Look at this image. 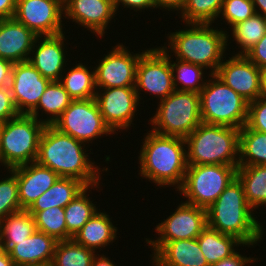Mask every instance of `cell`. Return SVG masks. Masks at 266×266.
Returning <instances> with one entry per match:
<instances>
[{
    "label": "cell",
    "mask_w": 266,
    "mask_h": 266,
    "mask_svg": "<svg viewBox=\"0 0 266 266\" xmlns=\"http://www.w3.org/2000/svg\"><path fill=\"white\" fill-rule=\"evenodd\" d=\"M86 144L72 136L60 132L53 125H46L38 148L36 162L48 167L60 177L76 178L86 186L100 184L101 172L108 167L100 168L95 161L89 160L92 152L86 150ZM90 151V153H86Z\"/></svg>",
    "instance_id": "6da1fadb"
},
{
    "label": "cell",
    "mask_w": 266,
    "mask_h": 266,
    "mask_svg": "<svg viewBox=\"0 0 266 266\" xmlns=\"http://www.w3.org/2000/svg\"><path fill=\"white\" fill-rule=\"evenodd\" d=\"M138 164L141 178L159 187L179 189L187 171L185 138L163 136L148 131L144 134Z\"/></svg>",
    "instance_id": "7a4b0ae2"
},
{
    "label": "cell",
    "mask_w": 266,
    "mask_h": 266,
    "mask_svg": "<svg viewBox=\"0 0 266 266\" xmlns=\"http://www.w3.org/2000/svg\"><path fill=\"white\" fill-rule=\"evenodd\" d=\"M248 205L242 183L236 177L217 200L207 208V225L218 232L235 236L244 244L258 245L264 226Z\"/></svg>",
    "instance_id": "3957f363"
},
{
    "label": "cell",
    "mask_w": 266,
    "mask_h": 266,
    "mask_svg": "<svg viewBox=\"0 0 266 266\" xmlns=\"http://www.w3.org/2000/svg\"><path fill=\"white\" fill-rule=\"evenodd\" d=\"M185 24L187 28L169 32L166 36L169 45L164 43L161 47L168 53H174L176 59L202 66L210 70L209 74H215L227 55L228 31L214 28L213 24Z\"/></svg>",
    "instance_id": "277c9868"
},
{
    "label": "cell",
    "mask_w": 266,
    "mask_h": 266,
    "mask_svg": "<svg viewBox=\"0 0 266 266\" xmlns=\"http://www.w3.org/2000/svg\"><path fill=\"white\" fill-rule=\"evenodd\" d=\"M240 129L201 123L186 138L187 165L238 167Z\"/></svg>",
    "instance_id": "5b68a950"
},
{
    "label": "cell",
    "mask_w": 266,
    "mask_h": 266,
    "mask_svg": "<svg viewBox=\"0 0 266 266\" xmlns=\"http://www.w3.org/2000/svg\"><path fill=\"white\" fill-rule=\"evenodd\" d=\"M46 124L34 116L19 114L2 125L0 165L5 169L35 162Z\"/></svg>",
    "instance_id": "8992f818"
},
{
    "label": "cell",
    "mask_w": 266,
    "mask_h": 266,
    "mask_svg": "<svg viewBox=\"0 0 266 266\" xmlns=\"http://www.w3.org/2000/svg\"><path fill=\"white\" fill-rule=\"evenodd\" d=\"M159 101L148 121L154 133L186 138L202 123L198 93L175 90Z\"/></svg>",
    "instance_id": "52a82bcc"
},
{
    "label": "cell",
    "mask_w": 266,
    "mask_h": 266,
    "mask_svg": "<svg viewBox=\"0 0 266 266\" xmlns=\"http://www.w3.org/2000/svg\"><path fill=\"white\" fill-rule=\"evenodd\" d=\"M207 75L208 80L199 93L202 122L241 129L246 125L249 102L215 74Z\"/></svg>",
    "instance_id": "ba28073f"
},
{
    "label": "cell",
    "mask_w": 266,
    "mask_h": 266,
    "mask_svg": "<svg viewBox=\"0 0 266 266\" xmlns=\"http://www.w3.org/2000/svg\"><path fill=\"white\" fill-rule=\"evenodd\" d=\"M235 166L208 164L188 165L182 186L175 191L186 203L207 209L236 178Z\"/></svg>",
    "instance_id": "9c48e42d"
},
{
    "label": "cell",
    "mask_w": 266,
    "mask_h": 266,
    "mask_svg": "<svg viewBox=\"0 0 266 266\" xmlns=\"http://www.w3.org/2000/svg\"><path fill=\"white\" fill-rule=\"evenodd\" d=\"M53 126L60 132L85 143L87 147L103 135L107 137L115 134L105 123L95 98L73 100Z\"/></svg>",
    "instance_id": "30bf717a"
},
{
    "label": "cell",
    "mask_w": 266,
    "mask_h": 266,
    "mask_svg": "<svg viewBox=\"0 0 266 266\" xmlns=\"http://www.w3.org/2000/svg\"><path fill=\"white\" fill-rule=\"evenodd\" d=\"M135 90L139 102L143 99L141 92H149L158 97V100H163L175 91L170 56L162 47L148 48L140 56L136 68Z\"/></svg>",
    "instance_id": "8fae6325"
},
{
    "label": "cell",
    "mask_w": 266,
    "mask_h": 266,
    "mask_svg": "<svg viewBox=\"0 0 266 266\" xmlns=\"http://www.w3.org/2000/svg\"><path fill=\"white\" fill-rule=\"evenodd\" d=\"M164 221L158 223L156 240L146 238L154 254L165 242L197 238L207 226V209L182 202Z\"/></svg>",
    "instance_id": "7c38bea8"
},
{
    "label": "cell",
    "mask_w": 266,
    "mask_h": 266,
    "mask_svg": "<svg viewBox=\"0 0 266 266\" xmlns=\"http://www.w3.org/2000/svg\"><path fill=\"white\" fill-rule=\"evenodd\" d=\"M112 47L94 67L96 88L135 87L136 68L145 49L133 53L122 42Z\"/></svg>",
    "instance_id": "4fadbf2b"
},
{
    "label": "cell",
    "mask_w": 266,
    "mask_h": 266,
    "mask_svg": "<svg viewBox=\"0 0 266 266\" xmlns=\"http://www.w3.org/2000/svg\"><path fill=\"white\" fill-rule=\"evenodd\" d=\"M64 0H17L14 18L36 36L64 31Z\"/></svg>",
    "instance_id": "5bb4252c"
},
{
    "label": "cell",
    "mask_w": 266,
    "mask_h": 266,
    "mask_svg": "<svg viewBox=\"0 0 266 266\" xmlns=\"http://www.w3.org/2000/svg\"><path fill=\"white\" fill-rule=\"evenodd\" d=\"M95 100L100 113L109 126L116 131H127L134 125V118L140 102L135 87L96 88Z\"/></svg>",
    "instance_id": "9a60e30c"
},
{
    "label": "cell",
    "mask_w": 266,
    "mask_h": 266,
    "mask_svg": "<svg viewBox=\"0 0 266 266\" xmlns=\"http://www.w3.org/2000/svg\"><path fill=\"white\" fill-rule=\"evenodd\" d=\"M50 82L29 60L13 64L9 87L19 114L29 115L37 107Z\"/></svg>",
    "instance_id": "2e32d148"
},
{
    "label": "cell",
    "mask_w": 266,
    "mask_h": 266,
    "mask_svg": "<svg viewBox=\"0 0 266 266\" xmlns=\"http://www.w3.org/2000/svg\"><path fill=\"white\" fill-rule=\"evenodd\" d=\"M231 56L223 59L215 75L248 102L256 100L260 97V68L245 55Z\"/></svg>",
    "instance_id": "e0dca14e"
},
{
    "label": "cell",
    "mask_w": 266,
    "mask_h": 266,
    "mask_svg": "<svg viewBox=\"0 0 266 266\" xmlns=\"http://www.w3.org/2000/svg\"><path fill=\"white\" fill-rule=\"evenodd\" d=\"M113 0H64V19L81 25L96 37H104L116 16Z\"/></svg>",
    "instance_id": "ac0fdd59"
},
{
    "label": "cell",
    "mask_w": 266,
    "mask_h": 266,
    "mask_svg": "<svg viewBox=\"0 0 266 266\" xmlns=\"http://www.w3.org/2000/svg\"><path fill=\"white\" fill-rule=\"evenodd\" d=\"M65 34L63 32L51 36H38L31 50L29 62L50 81H59L69 65V59L66 57L69 56L66 51L67 43H64Z\"/></svg>",
    "instance_id": "d6986e66"
},
{
    "label": "cell",
    "mask_w": 266,
    "mask_h": 266,
    "mask_svg": "<svg viewBox=\"0 0 266 266\" xmlns=\"http://www.w3.org/2000/svg\"><path fill=\"white\" fill-rule=\"evenodd\" d=\"M16 172L21 209L27 210L60 177L36 161L12 168Z\"/></svg>",
    "instance_id": "ffe728a7"
},
{
    "label": "cell",
    "mask_w": 266,
    "mask_h": 266,
    "mask_svg": "<svg viewBox=\"0 0 266 266\" xmlns=\"http://www.w3.org/2000/svg\"><path fill=\"white\" fill-rule=\"evenodd\" d=\"M36 36L14 17L0 20V58L19 63L28 61Z\"/></svg>",
    "instance_id": "44dd1931"
},
{
    "label": "cell",
    "mask_w": 266,
    "mask_h": 266,
    "mask_svg": "<svg viewBox=\"0 0 266 266\" xmlns=\"http://www.w3.org/2000/svg\"><path fill=\"white\" fill-rule=\"evenodd\" d=\"M56 243L52 236L36 230L30 237L17 242L7 252L15 266H51Z\"/></svg>",
    "instance_id": "7402d4cb"
},
{
    "label": "cell",
    "mask_w": 266,
    "mask_h": 266,
    "mask_svg": "<svg viewBox=\"0 0 266 266\" xmlns=\"http://www.w3.org/2000/svg\"><path fill=\"white\" fill-rule=\"evenodd\" d=\"M151 257L154 266H209L197 238L165 242Z\"/></svg>",
    "instance_id": "603a6c76"
},
{
    "label": "cell",
    "mask_w": 266,
    "mask_h": 266,
    "mask_svg": "<svg viewBox=\"0 0 266 266\" xmlns=\"http://www.w3.org/2000/svg\"><path fill=\"white\" fill-rule=\"evenodd\" d=\"M118 228L113 225L112 218L105 211L99 210L84 224V226L72 238L78 244L86 248L102 250L112 245L117 238ZM102 248V249H101Z\"/></svg>",
    "instance_id": "cb8c5ba5"
},
{
    "label": "cell",
    "mask_w": 266,
    "mask_h": 266,
    "mask_svg": "<svg viewBox=\"0 0 266 266\" xmlns=\"http://www.w3.org/2000/svg\"><path fill=\"white\" fill-rule=\"evenodd\" d=\"M197 240L209 266L235 254L239 250L237 247L254 246L244 244L235 236L218 232L208 225L202 230Z\"/></svg>",
    "instance_id": "d4e9b609"
},
{
    "label": "cell",
    "mask_w": 266,
    "mask_h": 266,
    "mask_svg": "<svg viewBox=\"0 0 266 266\" xmlns=\"http://www.w3.org/2000/svg\"><path fill=\"white\" fill-rule=\"evenodd\" d=\"M87 186L76 178L59 177L27 211H43L51 207L65 208Z\"/></svg>",
    "instance_id": "484cf974"
},
{
    "label": "cell",
    "mask_w": 266,
    "mask_h": 266,
    "mask_svg": "<svg viewBox=\"0 0 266 266\" xmlns=\"http://www.w3.org/2000/svg\"><path fill=\"white\" fill-rule=\"evenodd\" d=\"M72 101L73 99L59 81H51L40 97L37 107L29 115L46 125H53ZM39 111L42 112L41 116L45 117L43 115L45 113L47 118H40Z\"/></svg>",
    "instance_id": "4316f807"
},
{
    "label": "cell",
    "mask_w": 266,
    "mask_h": 266,
    "mask_svg": "<svg viewBox=\"0 0 266 266\" xmlns=\"http://www.w3.org/2000/svg\"><path fill=\"white\" fill-rule=\"evenodd\" d=\"M36 230L35 219L30 212L22 209L11 213L0 221V248L8 251Z\"/></svg>",
    "instance_id": "83f0119b"
},
{
    "label": "cell",
    "mask_w": 266,
    "mask_h": 266,
    "mask_svg": "<svg viewBox=\"0 0 266 266\" xmlns=\"http://www.w3.org/2000/svg\"><path fill=\"white\" fill-rule=\"evenodd\" d=\"M68 72H67V70ZM59 82L73 100H86L95 98V68L89 69L81 61L72 68H66ZM67 72V73H66ZM65 73V74H64Z\"/></svg>",
    "instance_id": "f1b7e54d"
},
{
    "label": "cell",
    "mask_w": 266,
    "mask_h": 266,
    "mask_svg": "<svg viewBox=\"0 0 266 266\" xmlns=\"http://www.w3.org/2000/svg\"><path fill=\"white\" fill-rule=\"evenodd\" d=\"M236 177L243 185L248 205L254 211L266 207V165L238 166Z\"/></svg>",
    "instance_id": "f546056e"
},
{
    "label": "cell",
    "mask_w": 266,
    "mask_h": 266,
    "mask_svg": "<svg viewBox=\"0 0 266 266\" xmlns=\"http://www.w3.org/2000/svg\"><path fill=\"white\" fill-rule=\"evenodd\" d=\"M99 185L87 186L64 208L68 240L72 239L84 224L99 210L96 207L97 205L92 203L93 200L89 196L90 194H88L92 188L93 190L95 188L98 189L97 187Z\"/></svg>",
    "instance_id": "4dcf8cb0"
},
{
    "label": "cell",
    "mask_w": 266,
    "mask_h": 266,
    "mask_svg": "<svg viewBox=\"0 0 266 266\" xmlns=\"http://www.w3.org/2000/svg\"><path fill=\"white\" fill-rule=\"evenodd\" d=\"M232 38L227 32V47L229 48V38L238 46L236 55H245L266 33V18L258 13H255L245 21L233 25L231 28ZM229 41V42H228Z\"/></svg>",
    "instance_id": "1f68e13d"
},
{
    "label": "cell",
    "mask_w": 266,
    "mask_h": 266,
    "mask_svg": "<svg viewBox=\"0 0 266 266\" xmlns=\"http://www.w3.org/2000/svg\"><path fill=\"white\" fill-rule=\"evenodd\" d=\"M266 165V133L244 125L239 134L238 166Z\"/></svg>",
    "instance_id": "d6a6232c"
},
{
    "label": "cell",
    "mask_w": 266,
    "mask_h": 266,
    "mask_svg": "<svg viewBox=\"0 0 266 266\" xmlns=\"http://www.w3.org/2000/svg\"><path fill=\"white\" fill-rule=\"evenodd\" d=\"M169 55L170 65L173 72V85L175 90L195 92L199 94L200 91L204 88L207 81L206 77L203 76L205 73L204 70L206 69L202 66L178 59L171 61L172 54Z\"/></svg>",
    "instance_id": "836d02e7"
},
{
    "label": "cell",
    "mask_w": 266,
    "mask_h": 266,
    "mask_svg": "<svg viewBox=\"0 0 266 266\" xmlns=\"http://www.w3.org/2000/svg\"><path fill=\"white\" fill-rule=\"evenodd\" d=\"M96 252L73 239L57 241L51 266H91Z\"/></svg>",
    "instance_id": "e575fe53"
},
{
    "label": "cell",
    "mask_w": 266,
    "mask_h": 266,
    "mask_svg": "<svg viewBox=\"0 0 266 266\" xmlns=\"http://www.w3.org/2000/svg\"><path fill=\"white\" fill-rule=\"evenodd\" d=\"M224 0H185L180 11L182 23L212 24L218 20Z\"/></svg>",
    "instance_id": "d590c367"
},
{
    "label": "cell",
    "mask_w": 266,
    "mask_h": 266,
    "mask_svg": "<svg viewBox=\"0 0 266 266\" xmlns=\"http://www.w3.org/2000/svg\"><path fill=\"white\" fill-rule=\"evenodd\" d=\"M30 212L36 224V229L52 236L56 241L68 240L64 208L51 207L43 211Z\"/></svg>",
    "instance_id": "8d00e7d4"
},
{
    "label": "cell",
    "mask_w": 266,
    "mask_h": 266,
    "mask_svg": "<svg viewBox=\"0 0 266 266\" xmlns=\"http://www.w3.org/2000/svg\"><path fill=\"white\" fill-rule=\"evenodd\" d=\"M8 173L10 175L0 180V221L7 215L22 210L16 172L13 169H7Z\"/></svg>",
    "instance_id": "74e56055"
},
{
    "label": "cell",
    "mask_w": 266,
    "mask_h": 266,
    "mask_svg": "<svg viewBox=\"0 0 266 266\" xmlns=\"http://www.w3.org/2000/svg\"><path fill=\"white\" fill-rule=\"evenodd\" d=\"M256 13L252 0H224L218 18H222L228 28L245 21ZM221 16V17H220Z\"/></svg>",
    "instance_id": "f35d334b"
},
{
    "label": "cell",
    "mask_w": 266,
    "mask_h": 266,
    "mask_svg": "<svg viewBox=\"0 0 266 266\" xmlns=\"http://www.w3.org/2000/svg\"><path fill=\"white\" fill-rule=\"evenodd\" d=\"M246 126L249 129L266 133V98L259 97L249 102Z\"/></svg>",
    "instance_id": "ab89813d"
},
{
    "label": "cell",
    "mask_w": 266,
    "mask_h": 266,
    "mask_svg": "<svg viewBox=\"0 0 266 266\" xmlns=\"http://www.w3.org/2000/svg\"><path fill=\"white\" fill-rule=\"evenodd\" d=\"M18 115L19 112L13 102L10 87H0V121L5 123Z\"/></svg>",
    "instance_id": "60d3db41"
},
{
    "label": "cell",
    "mask_w": 266,
    "mask_h": 266,
    "mask_svg": "<svg viewBox=\"0 0 266 266\" xmlns=\"http://www.w3.org/2000/svg\"><path fill=\"white\" fill-rule=\"evenodd\" d=\"M245 56L258 68L266 67V33L246 54Z\"/></svg>",
    "instance_id": "b9f144b4"
},
{
    "label": "cell",
    "mask_w": 266,
    "mask_h": 266,
    "mask_svg": "<svg viewBox=\"0 0 266 266\" xmlns=\"http://www.w3.org/2000/svg\"><path fill=\"white\" fill-rule=\"evenodd\" d=\"M114 7L117 11L119 10V6L122 5L123 8H129V10H134L135 12L148 9H155L153 0H113Z\"/></svg>",
    "instance_id": "7bdbcfd3"
},
{
    "label": "cell",
    "mask_w": 266,
    "mask_h": 266,
    "mask_svg": "<svg viewBox=\"0 0 266 266\" xmlns=\"http://www.w3.org/2000/svg\"><path fill=\"white\" fill-rule=\"evenodd\" d=\"M256 259L258 260V258L254 259V257H247L240 254V252H236L232 256L225 258L211 266H246L249 263L257 261Z\"/></svg>",
    "instance_id": "ee69618b"
},
{
    "label": "cell",
    "mask_w": 266,
    "mask_h": 266,
    "mask_svg": "<svg viewBox=\"0 0 266 266\" xmlns=\"http://www.w3.org/2000/svg\"><path fill=\"white\" fill-rule=\"evenodd\" d=\"M155 8H159L164 11L168 10L169 12H177L180 13V11L183 9L185 0H153Z\"/></svg>",
    "instance_id": "f6af8a7d"
},
{
    "label": "cell",
    "mask_w": 266,
    "mask_h": 266,
    "mask_svg": "<svg viewBox=\"0 0 266 266\" xmlns=\"http://www.w3.org/2000/svg\"><path fill=\"white\" fill-rule=\"evenodd\" d=\"M13 63L0 58V87L10 85Z\"/></svg>",
    "instance_id": "bcb514c9"
},
{
    "label": "cell",
    "mask_w": 266,
    "mask_h": 266,
    "mask_svg": "<svg viewBox=\"0 0 266 266\" xmlns=\"http://www.w3.org/2000/svg\"><path fill=\"white\" fill-rule=\"evenodd\" d=\"M17 0H0V20L13 18Z\"/></svg>",
    "instance_id": "7dc6e473"
},
{
    "label": "cell",
    "mask_w": 266,
    "mask_h": 266,
    "mask_svg": "<svg viewBox=\"0 0 266 266\" xmlns=\"http://www.w3.org/2000/svg\"><path fill=\"white\" fill-rule=\"evenodd\" d=\"M98 255V256H97ZM91 266H116L115 263H113V260L109 259V257L104 255L103 253L100 255L98 254V251L96 255L92 259Z\"/></svg>",
    "instance_id": "c3c4849f"
},
{
    "label": "cell",
    "mask_w": 266,
    "mask_h": 266,
    "mask_svg": "<svg viewBox=\"0 0 266 266\" xmlns=\"http://www.w3.org/2000/svg\"><path fill=\"white\" fill-rule=\"evenodd\" d=\"M260 97L266 98V67L260 69Z\"/></svg>",
    "instance_id": "681fc988"
},
{
    "label": "cell",
    "mask_w": 266,
    "mask_h": 266,
    "mask_svg": "<svg viewBox=\"0 0 266 266\" xmlns=\"http://www.w3.org/2000/svg\"><path fill=\"white\" fill-rule=\"evenodd\" d=\"M0 266H15L7 251L0 248Z\"/></svg>",
    "instance_id": "f907efd6"
},
{
    "label": "cell",
    "mask_w": 266,
    "mask_h": 266,
    "mask_svg": "<svg viewBox=\"0 0 266 266\" xmlns=\"http://www.w3.org/2000/svg\"><path fill=\"white\" fill-rule=\"evenodd\" d=\"M256 13L266 18V0H252Z\"/></svg>",
    "instance_id": "816d5d0a"
},
{
    "label": "cell",
    "mask_w": 266,
    "mask_h": 266,
    "mask_svg": "<svg viewBox=\"0 0 266 266\" xmlns=\"http://www.w3.org/2000/svg\"><path fill=\"white\" fill-rule=\"evenodd\" d=\"M23 266H47V265H23Z\"/></svg>",
    "instance_id": "f5cc1de1"
},
{
    "label": "cell",
    "mask_w": 266,
    "mask_h": 266,
    "mask_svg": "<svg viewBox=\"0 0 266 266\" xmlns=\"http://www.w3.org/2000/svg\"><path fill=\"white\" fill-rule=\"evenodd\" d=\"M2 125H3V123L0 121V134H1V130H2Z\"/></svg>",
    "instance_id": "db71d44e"
}]
</instances>
